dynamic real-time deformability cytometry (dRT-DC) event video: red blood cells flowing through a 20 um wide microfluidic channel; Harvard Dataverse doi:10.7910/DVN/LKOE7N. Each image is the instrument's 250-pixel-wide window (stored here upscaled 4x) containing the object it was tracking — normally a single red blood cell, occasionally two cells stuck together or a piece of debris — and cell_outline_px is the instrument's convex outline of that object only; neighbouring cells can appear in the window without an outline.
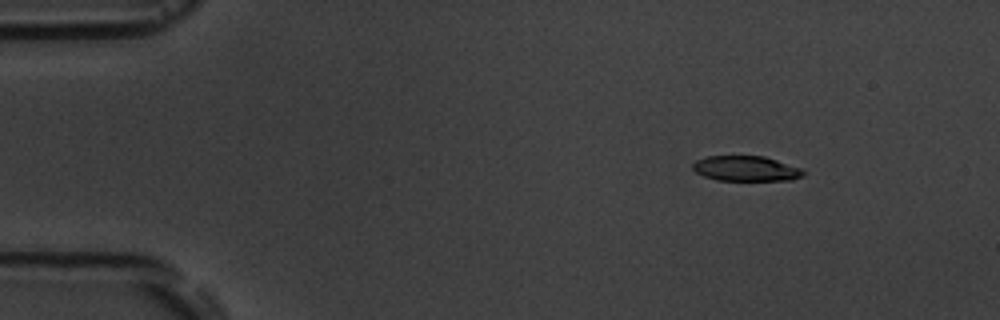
{"species": "common noctule bat (a hibernating species)", "species_latin": "Nyctalus noctula", "temperature_condition": "room temperature", "stored_images_in_passage": 7, "camera_frame_rate_fps": 3000, "um_per_image_px": 0.085, "animal": {"sex": "male", "body_mass_g": 19.5, "forearm_length_mm": 54.6}, "frame": {"image": 1, "passage_image": 3, "time_ms": 2.333, "image_size_px": [1000, 320], "cell_outline_px": [[804, 176], [792, 180], [716, 180], [704, 176], [696, 172], [692, 168], [692, 164], [696, 160], [708, 156], [764, 156], [804, 168]], "centroid_in_image_um": [63.45, 14.32], "position_along_channel_um": 21.6, "area_um2": 16.36}}
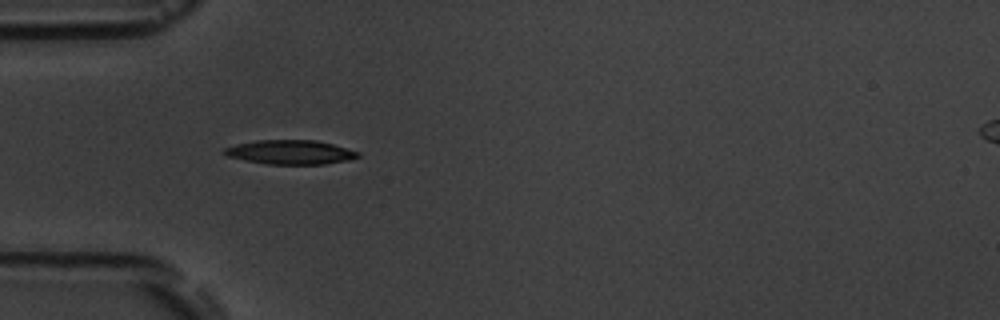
{"frame": {"image": 2, "passage_image": 6, "time_ms": 5.667, "image_size_px": [1000, 320], "cell_outline_px": [[360, 156], [348, 160], [324, 164], [268, 164], [244, 160], [228, 156], [220, 152], [224, 148], [236, 144], [256, 140], [316, 140], [332, 144], [360, 152]], "centroid_in_image_um": [24.65, 12.93], "position_along_channel_um": 60.3, "area_um2": 18.84}}
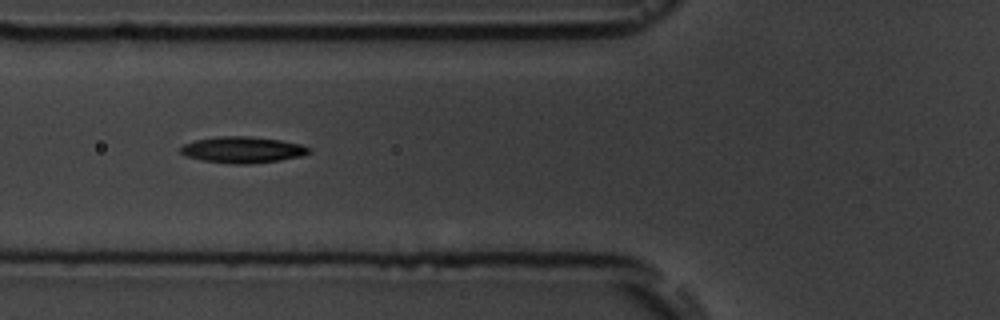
{"frame": {"image": 3, "passage_image": 7, "time_ms": 7.0, "image_size_px": [1000, 320], "cell_outline_px": [[312, 152], [304, 156], [280, 160], [248, 164], [228, 164], [204, 160], [184, 156], [180, 152], [180, 148], [184, 144], [196, 140], [220, 136], [252, 136], [280, 140], [300, 144], [312, 148]], "centroid_in_image_um": [20.66, 12.73], "position_along_channel_um": 105.1, "area_um2": 19.83}}